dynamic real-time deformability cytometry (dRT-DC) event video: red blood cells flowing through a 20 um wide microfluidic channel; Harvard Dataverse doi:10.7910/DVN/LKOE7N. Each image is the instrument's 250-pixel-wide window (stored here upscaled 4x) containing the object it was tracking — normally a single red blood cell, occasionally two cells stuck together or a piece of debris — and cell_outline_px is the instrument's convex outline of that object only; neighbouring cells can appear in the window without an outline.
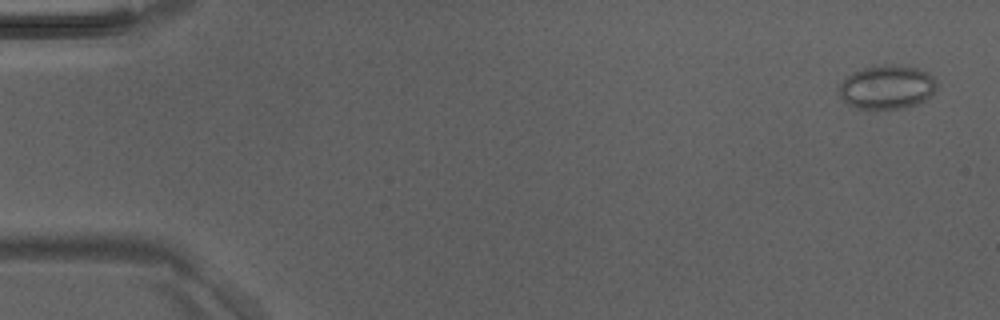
{"species": "Egyptian fruit bat (a non-hibernating species)", "species_latin": "Rousettus aegyptiacus", "temperature_condition": "room temperature", "stored_images_in_passage": 6, "camera_frame_rate_fps": 3000, "um_per_image_px": 0.085, "animal": {"sex": "male"}, "frame": {"image": 1, "passage_image": 1, "time_ms": 0.0, "image_size_px": [1000, 320], "cell_outline_px": [[936, 88], [924, 100], [916, 104], [904, 108], [856, 108], [848, 104], [840, 96], [840, 84], [852, 72], [864, 68], [880, 64], [892, 64], [916, 68], [928, 72], [936, 80]], "centroid_in_image_um": [75.39, 7.39], "position_along_channel_um": 9.6, "area_um2": 24.68}}